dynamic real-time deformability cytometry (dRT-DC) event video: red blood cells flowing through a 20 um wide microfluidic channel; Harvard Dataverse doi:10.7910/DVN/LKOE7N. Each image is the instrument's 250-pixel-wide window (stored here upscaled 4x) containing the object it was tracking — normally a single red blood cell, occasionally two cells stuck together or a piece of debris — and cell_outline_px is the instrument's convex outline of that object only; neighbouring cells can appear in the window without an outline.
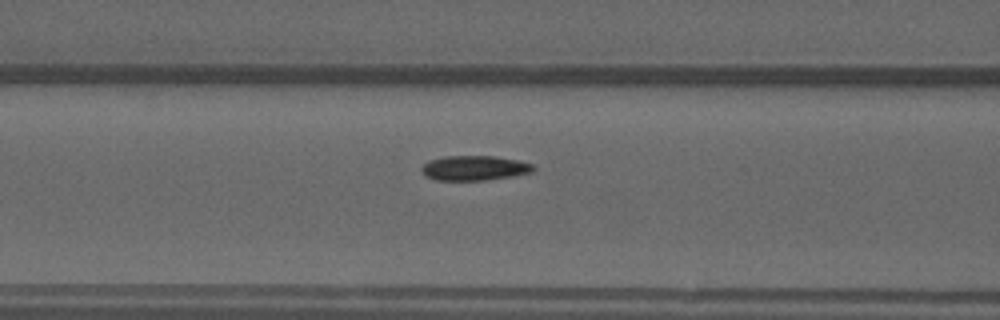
{"species": "common noctule bat (a hibernating species)", "species_latin": "Nyctalus noctula", "temperature_condition": "warm", "stored_images_in_passage": 46, "camera_frame_rate_fps": 3000, "um_per_image_px": 0.085, "animal": {"sex": "male", "forearm_length_mm": 52.5}, "frame": {"image": 1, "passage_image": 16, "time_ms": 5.0, "image_size_px": [1000, 320], "cell_outline_px": [[536, 168], [532, 172], [512, 176], [484, 180], [436, 180], [424, 176], [420, 168], [428, 160], [444, 156], [496, 156], [516, 160], [532, 164]], "centroid_in_image_um": [40.28, 14.28], "position_along_channel_um": 126.3, "area_um2": 16.18}}
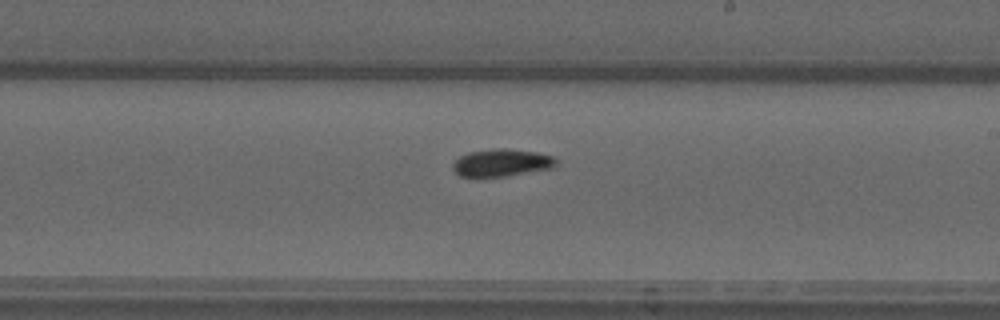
{"frame": {"image": 2, "passage_image": 25, "time_ms": 8.0, "image_size_px": [1000, 320], "cell_outline_px": [[556, 164], [552, 168], [508, 176], [460, 176], [452, 168], [452, 164], [460, 156], [468, 152], [492, 148], [504, 148], [536, 152], [552, 156], [556, 160]], "centroid_in_image_um": [42.63, 13.82], "position_along_channel_um": 246.4, "area_um2": 16.42}}
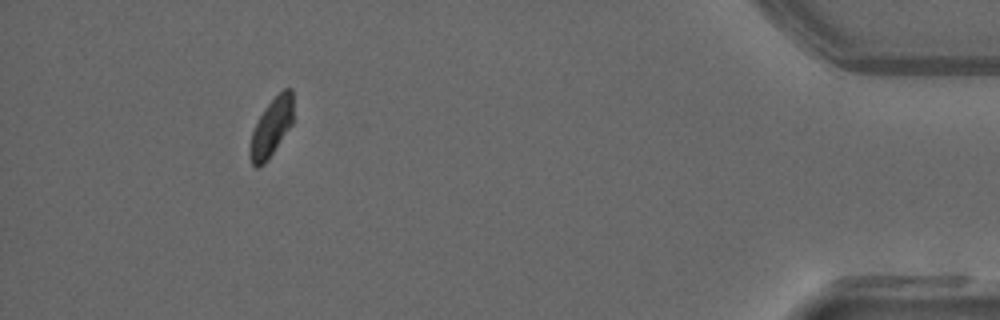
{"frame": {"image": 3, "passage_image": 42, "time_ms": 13.667, "image_size_px": [1000, 320], "cell_outline_px": [[292, 124], [264, 164], [256, 168], [252, 164], [248, 156], [248, 148], [252, 132], [264, 108], [284, 88], [292, 88]], "centroid_in_image_um": [23.03, 10.86], "position_along_channel_um": 412.2, "area_um2": 14.45}, "authors_computed_cell_mechanics": {"area_um2": 16.0106, "velocity_mm_per_s": 4.0154, "shape_relaxation_time_tau1_ms": 5.5091, "shape_relaxation_time_tau2_ms": 2.0902, "deformation_change_tau1": 0.1455, "deformation_change_tau2": 0.0575}}